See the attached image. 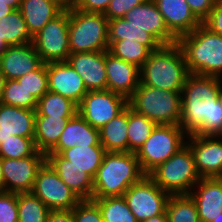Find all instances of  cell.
Segmentation results:
<instances>
[{"mask_svg": "<svg viewBox=\"0 0 222 222\" xmlns=\"http://www.w3.org/2000/svg\"><path fill=\"white\" fill-rule=\"evenodd\" d=\"M221 78L189 73L181 91L180 126L187 135H218L222 130Z\"/></svg>", "mask_w": 222, "mask_h": 222, "instance_id": "1", "label": "cell"}, {"mask_svg": "<svg viewBox=\"0 0 222 222\" xmlns=\"http://www.w3.org/2000/svg\"><path fill=\"white\" fill-rule=\"evenodd\" d=\"M192 74L222 78V36L201 23L176 42Z\"/></svg>", "mask_w": 222, "mask_h": 222, "instance_id": "2", "label": "cell"}, {"mask_svg": "<svg viewBox=\"0 0 222 222\" xmlns=\"http://www.w3.org/2000/svg\"><path fill=\"white\" fill-rule=\"evenodd\" d=\"M145 175L134 152H106L93 178L92 199L123 196Z\"/></svg>", "mask_w": 222, "mask_h": 222, "instance_id": "3", "label": "cell"}, {"mask_svg": "<svg viewBox=\"0 0 222 222\" xmlns=\"http://www.w3.org/2000/svg\"><path fill=\"white\" fill-rule=\"evenodd\" d=\"M189 72L177 43L152 51L140 68V82L167 91H182Z\"/></svg>", "mask_w": 222, "mask_h": 222, "instance_id": "4", "label": "cell"}, {"mask_svg": "<svg viewBox=\"0 0 222 222\" xmlns=\"http://www.w3.org/2000/svg\"><path fill=\"white\" fill-rule=\"evenodd\" d=\"M128 106L156 125H179L181 91H167L140 82L128 98Z\"/></svg>", "mask_w": 222, "mask_h": 222, "instance_id": "5", "label": "cell"}, {"mask_svg": "<svg viewBox=\"0 0 222 222\" xmlns=\"http://www.w3.org/2000/svg\"><path fill=\"white\" fill-rule=\"evenodd\" d=\"M108 19L69 5L70 53L108 51Z\"/></svg>", "mask_w": 222, "mask_h": 222, "instance_id": "6", "label": "cell"}, {"mask_svg": "<svg viewBox=\"0 0 222 222\" xmlns=\"http://www.w3.org/2000/svg\"><path fill=\"white\" fill-rule=\"evenodd\" d=\"M148 176L170 195L189 194L201 179L195 168L192 151L187 144L167 161L159 164Z\"/></svg>", "mask_w": 222, "mask_h": 222, "instance_id": "7", "label": "cell"}, {"mask_svg": "<svg viewBox=\"0 0 222 222\" xmlns=\"http://www.w3.org/2000/svg\"><path fill=\"white\" fill-rule=\"evenodd\" d=\"M187 134L180 125H156L135 153L141 170L148 175L186 144Z\"/></svg>", "mask_w": 222, "mask_h": 222, "instance_id": "8", "label": "cell"}, {"mask_svg": "<svg viewBox=\"0 0 222 222\" xmlns=\"http://www.w3.org/2000/svg\"><path fill=\"white\" fill-rule=\"evenodd\" d=\"M69 6L49 21L32 38L43 63L67 61L69 58Z\"/></svg>", "mask_w": 222, "mask_h": 222, "instance_id": "9", "label": "cell"}, {"mask_svg": "<svg viewBox=\"0 0 222 222\" xmlns=\"http://www.w3.org/2000/svg\"><path fill=\"white\" fill-rule=\"evenodd\" d=\"M32 193L50 210H72L82 200L61 180L47 161L37 172Z\"/></svg>", "mask_w": 222, "mask_h": 222, "instance_id": "10", "label": "cell"}, {"mask_svg": "<svg viewBox=\"0 0 222 222\" xmlns=\"http://www.w3.org/2000/svg\"><path fill=\"white\" fill-rule=\"evenodd\" d=\"M138 222L166 211L170 194L162 190L148 175L132 184L123 195Z\"/></svg>", "mask_w": 222, "mask_h": 222, "instance_id": "11", "label": "cell"}, {"mask_svg": "<svg viewBox=\"0 0 222 222\" xmlns=\"http://www.w3.org/2000/svg\"><path fill=\"white\" fill-rule=\"evenodd\" d=\"M128 107V98L110 90L88 91L78 105L79 115L100 129Z\"/></svg>", "mask_w": 222, "mask_h": 222, "instance_id": "12", "label": "cell"}, {"mask_svg": "<svg viewBox=\"0 0 222 222\" xmlns=\"http://www.w3.org/2000/svg\"><path fill=\"white\" fill-rule=\"evenodd\" d=\"M46 161V154L37 151L22 159L1 158L3 191L13 193L32 192L39 168Z\"/></svg>", "mask_w": 222, "mask_h": 222, "instance_id": "13", "label": "cell"}, {"mask_svg": "<svg viewBox=\"0 0 222 222\" xmlns=\"http://www.w3.org/2000/svg\"><path fill=\"white\" fill-rule=\"evenodd\" d=\"M187 138L198 175L201 178L222 177V137L192 134Z\"/></svg>", "mask_w": 222, "mask_h": 222, "instance_id": "14", "label": "cell"}, {"mask_svg": "<svg viewBox=\"0 0 222 222\" xmlns=\"http://www.w3.org/2000/svg\"><path fill=\"white\" fill-rule=\"evenodd\" d=\"M48 90L79 105L88 92L83 79L68 61L47 63Z\"/></svg>", "mask_w": 222, "mask_h": 222, "instance_id": "15", "label": "cell"}, {"mask_svg": "<svg viewBox=\"0 0 222 222\" xmlns=\"http://www.w3.org/2000/svg\"><path fill=\"white\" fill-rule=\"evenodd\" d=\"M131 25L152 34L162 45L177 42V38L168 30L164 17L154 0H148L134 7L123 16Z\"/></svg>", "mask_w": 222, "mask_h": 222, "instance_id": "16", "label": "cell"}, {"mask_svg": "<svg viewBox=\"0 0 222 222\" xmlns=\"http://www.w3.org/2000/svg\"><path fill=\"white\" fill-rule=\"evenodd\" d=\"M42 63L32 42L8 46L0 54V71L6 80H16L36 70Z\"/></svg>", "mask_w": 222, "mask_h": 222, "instance_id": "17", "label": "cell"}, {"mask_svg": "<svg viewBox=\"0 0 222 222\" xmlns=\"http://www.w3.org/2000/svg\"><path fill=\"white\" fill-rule=\"evenodd\" d=\"M67 61L83 79L87 91L107 90L105 51L71 53Z\"/></svg>", "mask_w": 222, "mask_h": 222, "instance_id": "18", "label": "cell"}, {"mask_svg": "<svg viewBox=\"0 0 222 222\" xmlns=\"http://www.w3.org/2000/svg\"><path fill=\"white\" fill-rule=\"evenodd\" d=\"M107 90L129 98L140 84V68L105 51Z\"/></svg>", "mask_w": 222, "mask_h": 222, "instance_id": "19", "label": "cell"}, {"mask_svg": "<svg viewBox=\"0 0 222 222\" xmlns=\"http://www.w3.org/2000/svg\"><path fill=\"white\" fill-rule=\"evenodd\" d=\"M198 186V187H197ZM189 195L195 201L200 222H211L222 213V177L201 178Z\"/></svg>", "mask_w": 222, "mask_h": 222, "instance_id": "20", "label": "cell"}, {"mask_svg": "<svg viewBox=\"0 0 222 222\" xmlns=\"http://www.w3.org/2000/svg\"><path fill=\"white\" fill-rule=\"evenodd\" d=\"M168 30L178 39L189 34L202 22L191 11L186 0H154Z\"/></svg>", "mask_w": 222, "mask_h": 222, "instance_id": "21", "label": "cell"}, {"mask_svg": "<svg viewBox=\"0 0 222 222\" xmlns=\"http://www.w3.org/2000/svg\"><path fill=\"white\" fill-rule=\"evenodd\" d=\"M46 161L56 171L61 180L82 200L92 199L93 177L84 169L68 164V160L59 153H47Z\"/></svg>", "mask_w": 222, "mask_h": 222, "instance_id": "22", "label": "cell"}, {"mask_svg": "<svg viewBox=\"0 0 222 222\" xmlns=\"http://www.w3.org/2000/svg\"><path fill=\"white\" fill-rule=\"evenodd\" d=\"M36 110L0 103V144L11 138L34 137Z\"/></svg>", "mask_w": 222, "mask_h": 222, "instance_id": "23", "label": "cell"}, {"mask_svg": "<svg viewBox=\"0 0 222 222\" xmlns=\"http://www.w3.org/2000/svg\"><path fill=\"white\" fill-rule=\"evenodd\" d=\"M75 145H101L99 129L92 127L79 113L69 119L58 143L48 153H60Z\"/></svg>", "mask_w": 222, "mask_h": 222, "instance_id": "24", "label": "cell"}, {"mask_svg": "<svg viewBox=\"0 0 222 222\" xmlns=\"http://www.w3.org/2000/svg\"><path fill=\"white\" fill-rule=\"evenodd\" d=\"M63 10L56 0H22L19 8L32 37Z\"/></svg>", "mask_w": 222, "mask_h": 222, "instance_id": "25", "label": "cell"}, {"mask_svg": "<svg viewBox=\"0 0 222 222\" xmlns=\"http://www.w3.org/2000/svg\"><path fill=\"white\" fill-rule=\"evenodd\" d=\"M128 107L99 129L100 144L106 152H129Z\"/></svg>", "mask_w": 222, "mask_h": 222, "instance_id": "26", "label": "cell"}, {"mask_svg": "<svg viewBox=\"0 0 222 222\" xmlns=\"http://www.w3.org/2000/svg\"><path fill=\"white\" fill-rule=\"evenodd\" d=\"M71 118L36 115L34 142L37 150L47 154L58 143Z\"/></svg>", "mask_w": 222, "mask_h": 222, "instance_id": "27", "label": "cell"}, {"mask_svg": "<svg viewBox=\"0 0 222 222\" xmlns=\"http://www.w3.org/2000/svg\"><path fill=\"white\" fill-rule=\"evenodd\" d=\"M131 40L147 46L151 51L158 50L162 44L149 32L131 25L128 20L114 18L108 21V42Z\"/></svg>", "mask_w": 222, "mask_h": 222, "instance_id": "28", "label": "cell"}, {"mask_svg": "<svg viewBox=\"0 0 222 222\" xmlns=\"http://www.w3.org/2000/svg\"><path fill=\"white\" fill-rule=\"evenodd\" d=\"M106 151L102 145H75L62 150L59 154L68 160V164L84 169L93 178L102 164Z\"/></svg>", "mask_w": 222, "mask_h": 222, "instance_id": "29", "label": "cell"}, {"mask_svg": "<svg viewBox=\"0 0 222 222\" xmlns=\"http://www.w3.org/2000/svg\"><path fill=\"white\" fill-rule=\"evenodd\" d=\"M78 113V105L69 98L48 91L38 101L36 115L51 117H74Z\"/></svg>", "mask_w": 222, "mask_h": 222, "instance_id": "30", "label": "cell"}, {"mask_svg": "<svg viewBox=\"0 0 222 222\" xmlns=\"http://www.w3.org/2000/svg\"><path fill=\"white\" fill-rule=\"evenodd\" d=\"M1 31L8 46L23 45L32 42L25 19L19 9L0 18Z\"/></svg>", "mask_w": 222, "mask_h": 222, "instance_id": "31", "label": "cell"}, {"mask_svg": "<svg viewBox=\"0 0 222 222\" xmlns=\"http://www.w3.org/2000/svg\"><path fill=\"white\" fill-rule=\"evenodd\" d=\"M156 124L128 106V143L129 152L136 153L151 135Z\"/></svg>", "mask_w": 222, "mask_h": 222, "instance_id": "32", "label": "cell"}, {"mask_svg": "<svg viewBox=\"0 0 222 222\" xmlns=\"http://www.w3.org/2000/svg\"><path fill=\"white\" fill-rule=\"evenodd\" d=\"M18 222H47L51 211L32 192L17 193Z\"/></svg>", "mask_w": 222, "mask_h": 222, "instance_id": "33", "label": "cell"}, {"mask_svg": "<svg viewBox=\"0 0 222 222\" xmlns=\"http://www.w3.org/2000/svg\"><path fill=\"white\" fill-rule=\"evenodd\" d=\"M166 214L168 222H200L197 206L189 194L170 195Z\"/></svg>", "mask_w": 222, "mask_h": 222, "instance_id": "34", "label": "cell"}, {"mask_svg": "<svg viewBox=\"0 0 222 222\" xmlns=\"http://www.w3.org/2000/svg\"><path fill=\"white\" fill-rule=\"evenodd\" d=\"M103 222H138L123 196L96 198Z\"/></svg>", "mask_w": 222, "mask_h": 222, "instance_id": "35", "label": "cell"}, {"mask_svg": "<svg viewBox=\"0 0 222 222\" xmlns=\"http://www.w3.org/2000/svg\"><path fill=\"white\" fill-rule=\"evenodd\" d=\"M108 52L141 68L152 51L139 42L124 39L108 42Z\"/></svg>", "mask_w": 222, "mask_h": 222, "instance_id": "36", "label": "cell"}, {"mask_svg": "<svg viewBox=\"0 0 222 222\" xmlns=\"http://www.w3.org/2000/svg\"><path fill=\"white\" fill-rule=\"evenodd\" d=\"M0 103L36 110L37 100L18 80H6Z\"/></svg>", "mask_w": 222, "mask_h": 222, "instance_id": "37", "label": "cell"}, {"mask_svg": "<svg viewBox=\"0 0 222 222\" xmlns=\"http://www.w3.org/2000/svg\"><path fill=\"white\" fill-rule=\"evenodd\" d=\"M37 151L34 137L12 135L0 144V158L22 159L33 156Z\"/></svg>", "mask_w": 222, "mask_h": 222, "instance_id": "38", "label": "cell"}, {"mask_svg": "<svg viewBox=\"0 0 222 222\" xmlns=\"http://www.w3.org/2000/svg\"><path fill=\"white\" fill-rule=\"evenodd\" d=\"M38 101L48 90L47 63L17 79Z\"/></svg>", "mask_w": 222, "mask_h": 222, "instance_id": "39", "label": "cell"}, {"mask_svg": "<svg viewBox=\"0 0 222 222\" xmlns=\"http://www.w3.org/2000/svg\"><path fill=\"white\" fill-rule=\"evenodd\" d=\"M74 222H103L100 208L93 200H81L73 208Z\"/></svg>", "mask_w": 222, "mask_h": 222, "instance_id": "40", "label": "cell"}, {"mask_svg": "<svg viewBox=\"0 0 222 222\" xmlns=\"http://www.w3.org/2000/svg\"><path fill=\"white\" fill-rule=\"evenodd\" d=\"M17 193L0 190V222H18Z\"/></svg>", "mask_w": 222, "mask_h": 222, "instance_id": "41", "label": "cell"}, {"mask_svg": "<svg viewBox=\"0 0 222 222\" xmlns=\"http://www.w3.org/2000/svg\"><path fill=\"white\" fill-rule=\"evenodd\" d=\"M148 0H111L104 15L108 20L121 18L134 7Z\"/></svg>", "mask_w": 222, "mask_h": 222, "instance_id": "42", "label": "cell"}, {"mask_svg": "<svg viewBox=\"0 0 222 222\" xmlns=\"http://www.w3.org/2000/svg\"><path fill=\"white\" fill-rule=\"evenodd\" d=\"M218 0H186L194 15L203 22L214 8Z\"/></svg>", "mask_w": 222, "mask_h": 222, "instance_id": "43", "label": "cell"}, {"mask_svg": "<svg viewBox=\"0 0 222 222\" xmlns=\"http://www.w3.org/2000/svg\"><path fill=\"white\" fill-rule=\"evenodd\" d=\"M214 33L222 36V0H218L210 15L202 22Z\"/></svg>", "mask_w": 222, "mask_h": 222, "instance_id": "44", "label": "cell"}, {"mask_svg": "<svg viewBox=\"0 0 222 222\" xmlns=\"http://www.w3.org/2000/svg\"><path fill=\"white\" fill-rule=\"evenodd\" d=\"M111 0H77L73 6L83 12L104 14Z\"/></svg>", "mask_w": 222, "mask_h": 222, "instance_id": "45", "label": "cell"}, {"mask_svg": "<svg viewBox=\"0 0 222 222\" xmlns=\"http://www.w3.org/2000/svg\"><path fill=\"white\" fill-rule=\"evenodd\" d=\"M47 222H74L72 210H51Z\"/></svg>", "mask_w": 222, "mask_h": 222, "instance_id": "46", "label": "cell"}, {"mask_svg": "<svg viewBox=\"0 0 222 222\" xmlns=\"http://www.w3.org/2000/svg\"><path fill=\"white\" fill-rule=\"evenodd\" d=\"M141 222H168L166 211L163 214L153 216Z\"/></svg>", "mask_w": 222, "mask_h": 222, "instance_id": "47", "label": "cell"}, {"mask_svg": "<svg viewBox=\"0 0 222 222\" xmlns=\"http://www.w3.org/2000/svg\"><path fill=\"white\" fill-rule=\"evenodd\" d=\"M12 11H14V9L11 6L0 0V18L10 14Z\"/></svg>", "mask_w": 222, "mask_h": 222, "instance_id": "48", "label": "cell"}, {"mask_svg": "<svg viewBox=\"0 0 222 222\" xmlns=\"http://www.w3.org/2000/svg\"><path fill=\"white\" fill-rule=\"evenodd\" d=\"M2 2H6L7 5L11 6L14 10L20 8V4L22 0H1Z\"/></svg>", "mask_w": 222, "mask_h": 222, "instance_id": "49", "label": "cell"}, {"mask_svg": "<svg viewBox=\"0 0 222 222\" xmlns=\"http://www.w3.org/2000/svg\"><path fill=\"white\" fill-rule=\"evenodd\" d=\"M1 25H0V54L8 47V45L5 42V35L1 31Z\"/></svg>", "mask_w": 222, "mask_h": 222, "instance_id": "50", "label": "cell"}, {"mask_svg": "<svg viewBox=\"0 0 222 222\" xmlns=\"http://www.w3.org/2000/svg\"><path fill=\"white\" fill-rule=\"evenodd\" d=\"M5 83H6V78L4 77L2 72L0 71V99L2 97V93H3Z\"/></svg>", "mask_w": 222, "mask_h": 222, "instance_id": "51", "label": "cell"}, {"mask_svg": "<svg viewBox=\"0 0 222 222\" xmlns=\"http://www.w3.org/2000/svg\"><path fill=\"white\" fill-rule=\"evenodd\" d=\"M0 190L3 191V172H2L1 158H0Z\"/></svg>", "mask_w": 222, "mask_h": 222, "instance_id": "52", "label": "cell"}, {"mask_svg": "<svg viewBox=\"0 0 222 222\" xmlns=\"http://www.w3.org/2000/svg\"><path fill=\"white\" fill-rule=\"evenodd\" d=\"M77 0H64V9L69 5H73Z\"/></svg>", "mask_w": 222, "mask_h": 222, "instance_id": "53", "label": "cell"}, {"mask_svg": "<svg viewBox=\"0 0 222 222\" xmlns=\"http://www.w3.org/2000/svg\"><path fill=\"white\" fill-rule=\"evenodd\" d=\"M219 100L221 101V104H222V79L220 81Z\"/></svg>", "mask_w": 222, "mask_h": 222, "instance_id": "54", "label": "cell"}, {"mask_svg": "<svg viewBox=\"0 0 222 222\" xmlns=\"http://www.w3.org/2000/svg\"><path fill=\"white\" fill-rule=\"evenodd\" d=\"M211 222H222V213H220V214L218 215V217L215 218L214 220H212Z\"/></svg>", "mask_w": 222, "mask_h": 222, "instance_id": "55", "label": "cell"}, {"mask_svg": "<svg viewBox=\"0 0 222 222\" xmlns=\"http://www.w3.org/2000/svg\"><path fill=\"white\" fill-rule=\"evenodd\" d=\"M64 8V0H56Z\"/></svg>", "mask_w": 222, "mask_h": 222, "instance_id": "56", "label": "cell"}, {"mask_svg": "<svg viewBox=\"0 0 222 222\" xmlns=\"http://www.w3.org/2000/svg\"><path fill=\"white\" fill-rule=\"evenodd\" d=\"M218 136L222 137V130H221V132L218 134Z\"/></svg>", "mask_w": 222, "mask_h": 222, "instance_id": "57", "label": "cell"}]
</instances>
